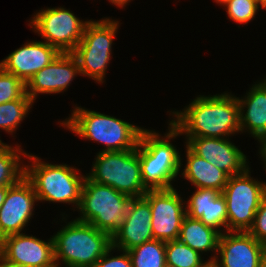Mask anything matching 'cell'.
Listing matches in <instances>:
<instances>
[{"label":"cell","mask_w":266,"mask_h":267,"mask_svg":"<svg viewBox=\"0 0 266 267\" xmlns=\"http://www.w3.org/2000/svg\"><path fill=\"white\" fill-rule=\"evenodd\" d=\"M169 121L185 138H229L241 132L237 96L199 95L182 111H170Z\"/></svg>","instance_id":"cell-1"},{"label":"cell","mask_w":266,"mask_h":267,"mask_svg":"<svg viewBox=\"0 0 266 267\" xmlns=\"http://www.w3.org/2000/svg\"><path fill=\"white\" fill-rule=\"evenodd\" d=\"M144 197L149 201L152 214V232L156 240H177L182 221L186 216L185 202L175 188L148 190Z\"/></svg>","instance_id":"cell-11"},{"label":"cell","mask_w":266,"mask_h":267,"mask_svg":"<svg viewBox=\"0 0 266 267\" xmlns=\"http://www.w3.org/2000/svg\"><path fill=\"white\" fill-rule=\"evenodd\" d=\"M86 176L132 198L143 197L148 189L142 182L138 145L136 149L98 152Z\"/></svg>","instance_id":"cell-7"},{"label":"cell","mask_w":266,"mask_h":267,"mask_svg":"<svg viewBox=\"0 0 266 267\" xmlns=\"http://www.w3.org/2000/svg\"><path fill=\"white\" fill-rule=\"evenodd\" d=\"M164 267H175V266L166 263V264L164 265Z\"/></svg>","instance_id":"cell-39"},{"label":"cell","mask_w":266,"mask_h":267,"mask_svg":"<svg viewBox=\"0 0 266 267\" xmlns=\"http://www.w3.org/2000/svg\"><path fill=\"white\" fill-rule=\"evenodd\" d=\"M30 21L28 25L33 31L61 53H71L76 48L89 22L64 7L41 9Z\"/></svg>","instance_id":"cell-10"},{"label":"cell","mask_w":266,"mask_h":267,"mask_svg":"<svg viewBox=\"0 0 266 267\" xmlns=\"http://www.w3.org/2000/svg\"><path fill=\"white\" fill-rule=\"evenodd\" d=\"M77 75H81L78 61L72 53H60L26 84V94L35 102L41 94H58L68 89Z\"/></svg>","instance_id":"cell-15"},{"label":"cell","mask_w":266,"mask_h":267,"mask_svg":"<svg viewBox=\"0 0 266 267\" xmlns=\"http://www.w3.org/2000/svg\"><path fill=\"white\" fill-rule=\"evenodd\" d=\"M217 4L221 5V6H225L226 3L229 1V0H214Z\"/></svg>","instance_id":"cell-34"},{"label":"cell","mask_w":266,"mask_h":267,"mask_svg":"<svg viewBox=\"0 0 266 267\" xmlns=\"http://www.w3.org/2000/svg\"><path fill=\"white\" fill-rule=\"evenodd\" d=\"M224 7L230 20L248 24L255 18L260 5L256 0H229Z\"/></svg>","instance_id":"cell-27"},{"label":"cell","mask_w":266,"mask_h":267,"mask_svg":"<svg viewBox=\"0 0 266 267\" xmlns=\"http://www.w3.org/2000/svg\"><path fill=\"white\" fill-rule=\"evenodd\" d=\"M168 132L161 136L153 130L143 129L138 143L142 182L148 190L174 188V181L182 169V158L170 140L180 132L169 123Z\"/></svg>","instance_id":"cell-2"},{"label":"cell","mask_w":266,"mask_h":267,"mask_svg":"<svg viewBox=\"0 0 266 267\" xmlns=\"http://www.w3.org/2000/svg\"><path fill=\"white\" fill-rule=\"evenodd\" d=\"M26 155L19 145L0 144V187L14 186L25 176L24 160L21 159Z\"/></svg>","instance_id":"cell-23"},{"label":"cell","mask_w":266,"mask_h":267,"mask_svg":"<svg viewBox=\"0 0 266 267\" xmlns=\"http://www.w3.org/2000/svg\"><path fill=\"white\" fill-rule=\"evenodd\" d=\"M114 250L116 249L111 246L98 260L94 267H132V262L128 251L117 249V251H120L123 254L121 253L119 256H112V251Z\"/></svg>","instance_id":"cell-29"},{"label":"cell","mask_w":266,"mask_h":267,"mask_svg":"<svg viewBox=\"0 0 266 267\" xmlns=\"http://www.w3.org/2000/svg\"><path fill=\"white\" fill-rule=\"evenodd\" d=\"M256 1L259 3L260 8L262 9V0H256Z\"/></svg>","instance_id":"cell-38"},{"label":"cell","mask_w":266,"mask_h":267,"mask_svg":"<svg viewBox=\"0 0 266 267\" xmlns=\"http://www.w3.org/2000/svg\"><path fill=\"white\" fill-rule=\"evenodd\" d=\"M189 197L185 202L186 215L199 219L204 225L216 229L221 234L228 231L227 204L220 191L196 188V191Z\"/></svg>","instance_id":"cell-19"},{"label":"cell","mask_w":266,"mask_h":267,"mask_svg":"<svg viewBox=\"0 0 266 267\" xmlns=\"http://www.w3.org/2000/svg\"><path fill=\"white\" fill-rule=\"evenodd\" d=\"M0 265L56 267L53 236L47 242L23 232L4 237L0 241Z\"/></svg>","instance_id":"cell-12"},{"label":"cell","mask_w":266,"mask_h":267,"mask_svg":"<svg viewBox=\"0 0 266 267\" xmlns=\"http://www.w3.org/2000/svg\"><path fill=\"white\" fill-rule=\"evenodd\" d=\"M248 167L243 173L229 176L222 190L228 214V231L248 232L261 201L266 197V183L251 177Z\"/></svg>","instance_id":"cell-9"},{"label":"cell","mask_w":266,"mask_h":267,"mask_svg":"<svg viewBox=\"0 0 266 267\" xmlns=\"http://www.w3.org/2000/svg\"><path fill=\"white\" fill-rule=\"evenodd\" d=\"M151 222L149 201L144 196L132 198L121 226L111 237L112 246L118 250L128 251L154 240Z\"/></svg>","instance_id":"cell-16"},{"label":"cell","mask_w":266,"mask_h":267,"mask_svg":"<svg viewBox=\"0 0 266 267\" xmlns=\"http://www.w3.org/2000/svg\"><path fill=\"white\" fill-rule=\"evenodd\" d=\"M195 154L225 171L229 176L243 173L248 167L247 156L230 141V138H185Z\"/></svg>","instance_id":"cell-17"},{"label":"cell","mask_w":266,"mask_h":267,"mask_svg":"<svg viewBox=\"0 0 266 267\" xmlns=\"http://www.w3.org/2000/svg\"><path fill=\"white\" fill-rule=\"evenodd\" d=\"M61 52L54 46L42 41L25 43L0 61V67L14 74L24 84L50 64Z\"/></svg>","instance_id":"cell-18"},{"label":"cell","mask_w":266,"mask_h":267,"mask_svg":"<svg viewBox=\"0 0 266 267\" xmlns=\"http://www.w3.org/2000/svg\"><path fill=\"white\" fill-rule=\"evenodd\" d=\"M9 187H0V207L2 206L3 202L5 201V197L7 194Z\"/></svg>","instance_id":"cell-33"},{"label":"cell","mask_w":266,"mask_h":267,"mask_svg":"<svg viewBox=\"0 0 266 267\" xmlns=\"http://www.w3.org/2000/svg\"><path fill=\"white\" fill-rule=\"evenodd\" d=\"M237 101L241 132L248 131L259 142L266 136V77L255 82L245 97H237Z\"/></svg>","instance_id":"cell-20"},{"label":"cell","mask_w":266,"mask_h":267,"mask_svg":"<svg viewBox=\"0 0 266 267\" xmlns=\"http://www.w3.org/2000/svg\"><path fill=\"white\" fill-rule=\"evenodd\" d=\"M25 92L26 84L0 67V104L19 99Z\"/></svg>","instance_id":"cell-28"},{"label":"cell","mask_w":266,"mask_h":267,"mask_svg":"<svg viewBox=\"0 0 266 267\" xmlns=\"http://www.w3.org/2000/svg\"><path fill=\"white\" fill-rule=\"evenodd\" d=\"M35 202H38V198L25 176L8 188L0 207V241L6 236L22 233L34 215Z\"/></svg>","instance_id":"cell-13"},{"label":"cell","mask_w":266,"mask_h":267,"mask_svg":"<svg viewBox=\"0 0 266 267\" xmlns=\"http://www.w3.org/2000/svg\"><path fill=\"white\" fill-rule=\"evenodd\" d=\"M60 125L81 138L105 145L99 152L136 149L144 129L114 116L76 105L71 116L61 121Z\"/></svg>","instance_id":"cell-3"},{"label":"cell","mask_w":266,"mask_h":267,"mask_svg":"<svg viewBox=\"0 0 266 267\" xmlns=\"http://www.w3.org/2000/svg\"><path fill=\"white\" fill-rule=\"evenodd\" d=\"M263 261L261 242L249 232L227 231L220 235L217 256L211 267H261Z\"/></svg>","instance_id":"cell-14"},{"label":"cell","mask_w":266,"mask_h":267,"mask_svg":"<svg viewBox=\"0 0 266 267\" xmlns=\"http://www.w3.org/2000/svg\"><path fill=\"white\" fill-rule=\"evenodd\" d=\"M33 104L26 92L19 99L0 104V129L13 135Z\"/></svg>","instance_id":"cell-25"},{"label":"cell","mask_w":266,"mask_h":267,"mask_svg":"<svg viewBox=\"0 0 266 267\" xmlns=\"http://www.w3.org/2000/svg\"><path fill=\"white\" fill-rule=\"evenodd\" d=\"M54 260L65 267H94L112 246L111 236L90 223L74 219L53 235Z\"/></svg>","instance_id":"cell-4"},{"label":"cell","mask_w":266,"mask_h":267,"mask_svg":"<svg viewBox=\"0 0 266 267\" xmlns=\"http://www.w3.org/2000/svg\"><path fill=\"white\" fill-rule=\"evenodd\" d=\"M248 232L261 243L266 240V197L261 201Z\"/></svg>","instance_id":"cell-30"},{"label":"cell","mask_w":266,"mask_h":267,"mask_svg":"<svg viewBox=\"0 0 266 267\" xmlns=\"http://www.w3.org/2000/svg\"><path fill=\"white\" fill-rule=\"evenodd\" d=\"M262 8L266 9V0H262Z\"/></svg>","instance_id":"cell-37"},{"label":"cell","mask_w":266,"mask_h":267,"mask_svg":"<svg viewBox=\"0 0 266 267\" xmlns=\"http://www.w3.org/2000/svg\"><path fill=\"white\" fill-rule=\"evenodd\" d=\"M261 267H266V260L263 261L262 266Z\"/></svg>","instance_id":"cell-40"},{"label":"cell","mask_w":266,"mask_h":267,"mask_svg":"<svg viewBox=\"0 0 266 267\" xmlns=\"http://www.w3.org/2000/svg\"><path fill=\"white\" fill-rule=\"evenodd\" d=\"M166 263L175 267H211V263L204 259L202 254L193 250L180 240L166 242Z\"/></svg>","instance_id":"cell-26"},{"label":"cell","mask_w":266,"mask_h":267,"mask_svg":"<svg viewBox=\"0 0 266 267\" xmlns=\"http://www.w3.org/2000/svg\"><path fill=\"white\" fill-rule=\"evenodd\" d=\"M109 2L123 9V7H126L131 0H109Z\"/></svg>","instance_id":"cell-32"},{"label":"cell","mask_w":266,"mask_h":267,"mask_svg":"<svg viewBox=\"0 0 266 267\" xmlns=\"http://www.w3.org/2000/svg\"><path fill=\"white\" fill-rule=\"evenodd\" d=\"M166 242L151 240L128 250L132 267H164Z\"/></svg>","instance_id":"cell-24"},{"label":"cell","mask_w":266,"mask_h":267,"mask_svg":"<svg viewBox=\"0 0 266 267\" xmlns=\"http://www.w3.org/2000/svg\"><path fill=\"white\" fill-rule=\"evenodd\" d=\"M263 245V257L264 260H266V240L262 242Z\"/></svg>","instance_id":"cell-35"},{"label":"cell","mask_w":266,"mask_h":267,"mask_svg":"<svg viewBox=\"0 0 266 267\" xmlns=\"http://www.w3.org/2000/svg\"><path fill=\"white\" fill-rule=\"evenodd\" d=\"M0 267H32V266L0 265Z\"/></svg>","instance_id":"cell-36"},{"label":"cell","mask_w":266,"mask_h":267,"mask_svg":"<svg viewBox=\"0 0 266 267\" xmlns=\"http://www.w3.org/2000/svg\"><path fill=\"white\" fill-rule=\"evenodd\" d=\"M26 159L32 163L24 164L25 178L33 185L38 202L68 203L78 209L86 175H78L80 170L67 164L43 162L33 154L27 153Z\"/></svg>","instance_id":"cell-5"},{"label":"cell","mask_w":266,"mask_h":267,"mask_svg":"<svg viewBox=\"0 0 266 267\" xmlns=\"http://www.w3.org/2000/svg\"><path fill=\"white\" fill-rule=\"evenodd\" d=\"M186 163L181 175L195 188L215 189L220 192L226 186L229 175L209 161L195 154L186 145Z\"/></svg>","instance_id":"cell-21"},{"label":"cell","mask_w":266,"mask_h":267,"mask_svg":"<svg viewBox=\"0 0 266 267\" xmlns=\"http://www.w3.org/2000/svg\"><path fill=\"white\" fill-rule=\"evenodd\" d=\"M221 233L216 229L204 225L199 219L190 218L186 215L182 221L178 240L188 245L193 250L198 251L202 255L205 252H215L208 259L212 263L218 252V243ZM216 255V256H215Z\"/></svg>","instance_id":"cell-22"},{"label":"cell","mask_w":266,"mask_h":267,"mask_svg":"<svg viewBox=\"0 0 266 267\" xmlns=\"http://www.w3.org/2000/svg\"><path fill=\"white\" fill-rule=\"evenodd\" d=\"M132 197L114 188L91 181L87 176L83 183L76 220L90 223L111 237L124 220Z\"/></svg>","instance_id":"cell-6"},{"label":"cell","mask_w":266,"mask_h":267,"mask_svg":"<svg viewBox=\"0 0 266 267\" xmlns=\"http://www.w3.org/2000/svg\"><path fill=\"white\" fill-rule=\"evenodd\" d=\"M90 19L81 41L71 52L78 61L80 73L103 83L107 66L111 60L112 44L119 27V21L107 18Z\"/></svg>","instance_id":"cell-8"},{"label":"cell","mask_w":266,"mask_h":267,"mask_svg":"<svg viewBox=\"0 0 266 267\" xmlns=\"http://www.w3.org/2000/svg\"><path fill=\"white\" fill-rule=\"evenodd\" d=\"M260 147H259V155L261 156L260 158L264 162V168L266 170V136L263 137L260 141Z\"/></svg>","instance_id":"cell-31"}]
</instances>
